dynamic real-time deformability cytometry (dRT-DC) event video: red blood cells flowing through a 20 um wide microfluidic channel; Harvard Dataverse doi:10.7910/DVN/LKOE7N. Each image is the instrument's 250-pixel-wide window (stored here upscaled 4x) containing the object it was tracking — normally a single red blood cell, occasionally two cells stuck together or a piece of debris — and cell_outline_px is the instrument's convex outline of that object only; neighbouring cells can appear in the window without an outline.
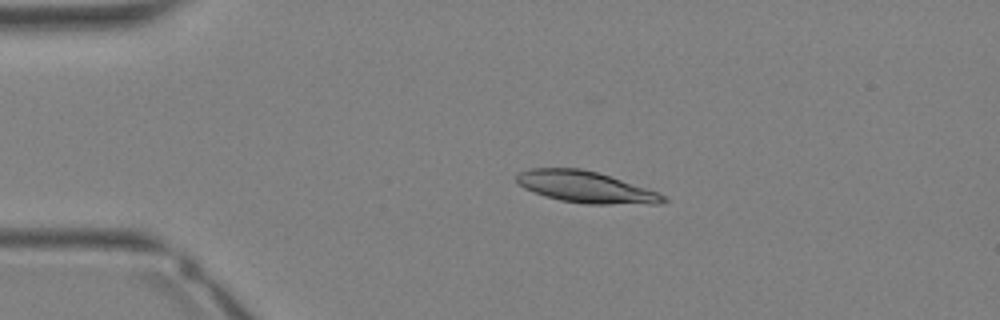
{"species": "Egyptian fruit bat (a non-hibernating species)", "species_latin": "Rousettus aegyptiacus", "temperature_condition": "warm", "stored_images_in_passage": 29, "camera_frame_rate_fps": 3000, "um_per_image_px": 0.085, "animal": {"sex": "female"}, "frame": {"image": 1, "passage_image": 2, "time_ms": 0.333, "image_size_px": [1000, 320], "cell_outline_px": [[668, 200], [660, 204], [584, 204], [560, 200], [544, 196], [524, 188], [516, 180], [516, 176], [520, 172], [528, 168], [580, 168], [596, 172], [656, 192], [664, 196]], "centroid_in_image_um": [49.74, 15.91], "position_along_channel_um": 35.3, "area_um2": 26.53}}
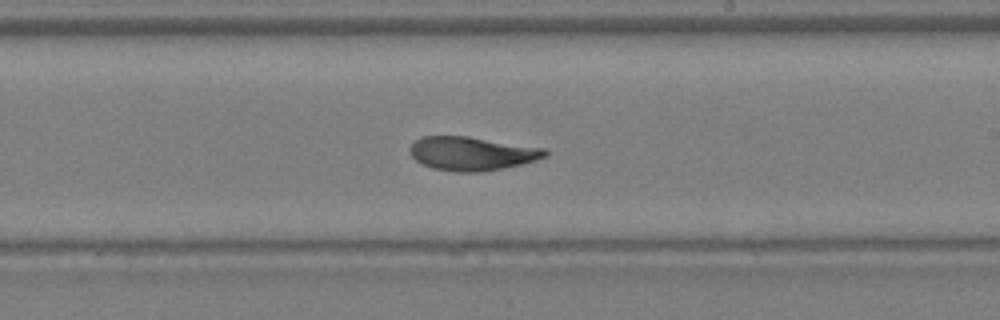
{"frame": {"image": 2, "passage_image": 15, "time_ms": 4.667, "image_size_px": [1000, 320], "cell_outline_px": [[548, 156], [536, 160], [504, 168], [480, 172], [456, 172], [432, 168], [416, 160], [408, 152], [408, 148], [412, 140], [420, 136], [468, 136], [544, 148], [548, 152]], "centroid_in_image_um": [40.06, 13.04], "position_along_channel_um": 248.9, "area_um2": 26.76}}
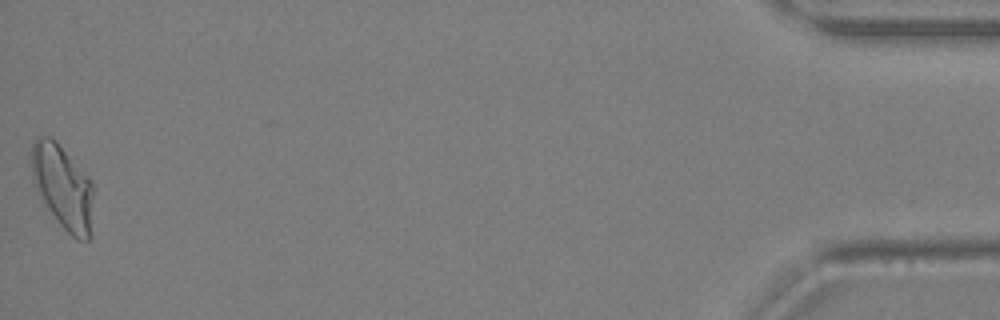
{"frame": {"image": 3, "passage_image": 29, "time_ms": 9.333, "image_size_px": [1000, 320], "cell_outline_px": [[92, 236], [88, 240], [76, 240], [60, 224], [48, 208], [32, 184], [32, 144], [36, 136], [52, 136], [56, 140], [92, 180]], "centroid_in_image_um": [5.34, 15.88], "position_along_channel_um": 429.9, "area_um2": 30.52}}